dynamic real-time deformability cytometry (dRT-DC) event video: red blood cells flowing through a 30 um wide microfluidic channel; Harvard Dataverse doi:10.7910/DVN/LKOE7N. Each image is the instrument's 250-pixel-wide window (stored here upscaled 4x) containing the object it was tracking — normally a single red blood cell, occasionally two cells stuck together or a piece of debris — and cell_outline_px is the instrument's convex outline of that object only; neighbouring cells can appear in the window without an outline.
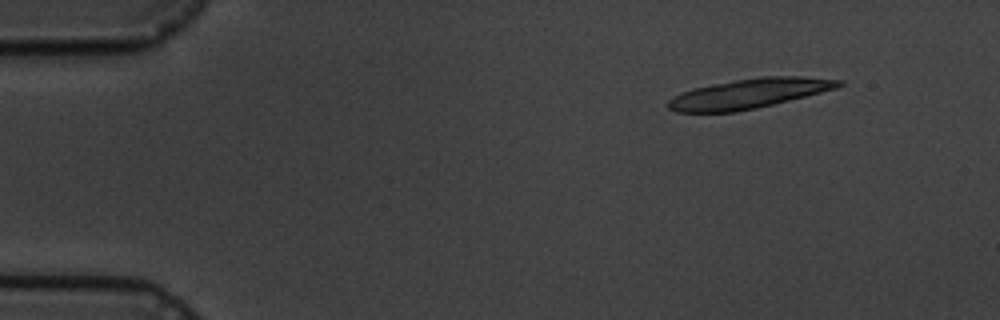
{"species": "common noctule bat (a hibernating species)", "species_latin": "Nyctalus noctula", "temperature_condition": "cold", "stored_images_in_passage": 6, "segment_of_instrument_passage": [1, 2], "camera_frame_rate_fps": 3000, "um_per_image_px": 0.085, "animal": {"sex": "male", "body_mass_g": 19.5, "forearm_length_mm": 54.6}, "frame": {"image": 1, "passage_image": 1, "time_ms": 0.0, "image_size_px": [1000, 320], "cell_outline_px": [[844, 84], [836, 88], [756, 108], [736, 112], [676, 112], [668, 108], [668, 100], [684, 92], [696, 88], [712, 84], [760, 76], [804, 76], [844, 80]], "centroid_in_image_um": [63.7, 7.94], "position_along_channel_um": 21.3, "area_um2": 29.13}}